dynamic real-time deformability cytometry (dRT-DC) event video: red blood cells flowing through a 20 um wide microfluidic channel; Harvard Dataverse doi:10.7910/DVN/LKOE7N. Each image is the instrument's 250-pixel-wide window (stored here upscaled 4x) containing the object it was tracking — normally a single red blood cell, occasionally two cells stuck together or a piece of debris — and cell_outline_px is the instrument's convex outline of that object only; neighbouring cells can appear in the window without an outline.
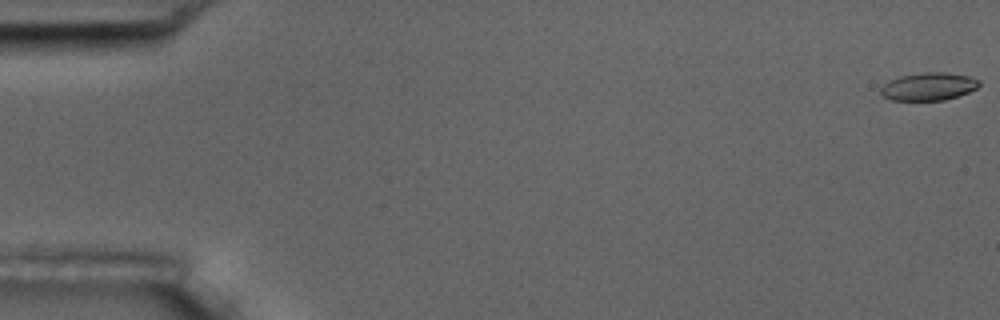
{"species": "common noctule bat (a hibernating species)", "species_latin": "Nyctalus noctula", "temperature_condition": "room temperature", "stored_images_in_passage": 5, "camera_frame_rate_fps": 3000, "um_per_image_px": 0.085, "animal": {"sex": "male", "body_mass_g": 17.5, "forearm_length_mm": 52.3}, "frame": {"image": 1, "passage_image": 1, "time_ms": 0.0, "image_size_px": [1000, 320], "cell_outline_px": [[980, 84], [976, 88], [968, 92], [944, 100], [892, 100], [884, 96], [880, 92], [880, 88], [888, 80], [900, 76], [924, 72], [944, 72], [968, 76], [980, 80]], "centroid_in_image_um": [78.91, 7.34], "position_along_channel_um": 6.1, "area_um2": 15.84}}
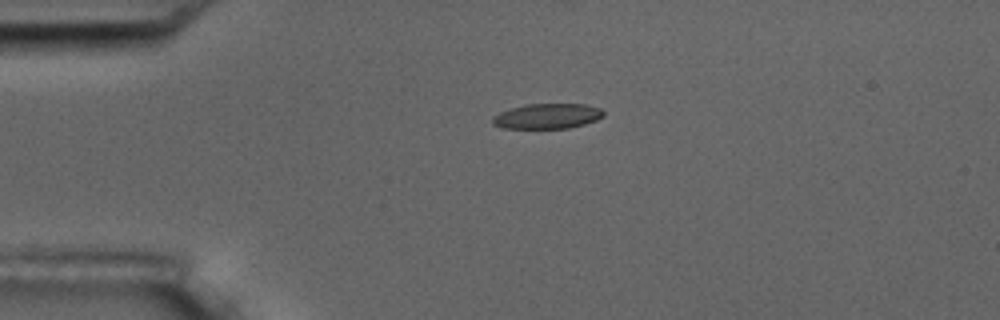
{"frame": {"image": 2, "passage_image": 4, "time_ms": 4.333, "image_size_px": [1000, 320], "cell_outline_px": [[604, 116], [596, 120], [584, 124], [568, 128], [504, 128], [492, 124], [492, 116], [500, 112], [524, 104], [584, 104], [600, 108], [604, 112]], "centroid_in_image_um": [46.51, 9.87], "position_along_channel_um": 38.5, "area_um2": 16.24}}